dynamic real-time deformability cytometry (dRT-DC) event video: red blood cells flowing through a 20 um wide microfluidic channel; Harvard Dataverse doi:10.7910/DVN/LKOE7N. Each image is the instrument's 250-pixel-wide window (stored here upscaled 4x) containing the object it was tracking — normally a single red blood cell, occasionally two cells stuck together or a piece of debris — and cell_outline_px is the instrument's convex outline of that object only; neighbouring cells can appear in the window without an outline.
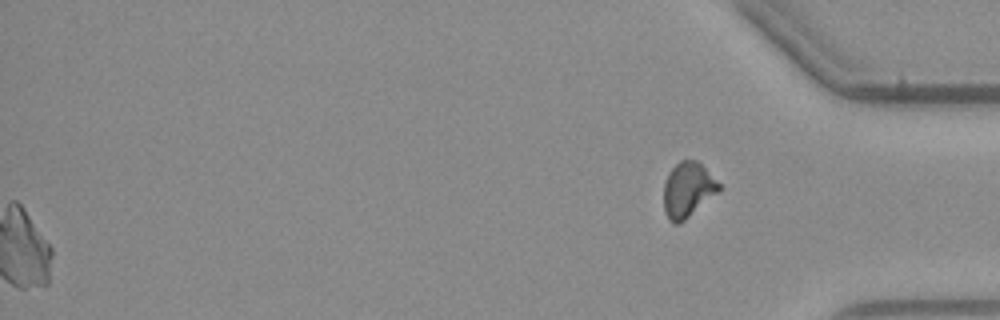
{"species": "common noctule bat (a hibernating species)", "species_latin": "Nyctalus noctula", "temperature_condition": "warm", "stored_images_in_passage": 45, "camera_frame_rate_fps": 3000, "um_per_image_px": 0.085, "animal": {"sex": "male", "body_mass_g": 23.1, "forearm_length_mm": 52.7}, "frame": {"image": 1, "passage_image": 45, "time_ms": 14.667, "image_size_px": [1000, 320], "cell_outline_px": [[720, 188], [716, 192], [680, 224], [676, 224], [668, 216], [664, 208], [664, 184], [668, 172], [680, 160], [696, 160], [720, 184]], "centroid_in_image_um": [58.43, 16.11], "position_along_channel_um": 376.8, "area_um2": 17.05}}